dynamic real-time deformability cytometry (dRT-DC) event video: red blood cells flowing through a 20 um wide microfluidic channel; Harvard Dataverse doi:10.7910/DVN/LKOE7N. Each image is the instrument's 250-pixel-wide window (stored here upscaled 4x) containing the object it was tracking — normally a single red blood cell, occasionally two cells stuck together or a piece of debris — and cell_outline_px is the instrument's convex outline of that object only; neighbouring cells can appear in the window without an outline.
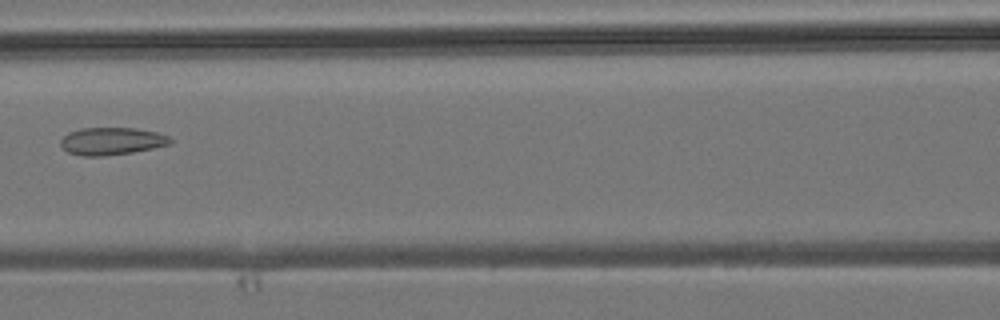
{"species": "common noctule bat (a hibernating species)", "species_latin": "Nyctalus noctula", "temperature_condition": "room temperature", "stored_images_in_passage": 7, "camera_frame_rate_fps": 3000, "um_per_image_px": 0.085, "animal": {"sex": "male", "body_mass_g": 19.2, "forearm_length_mm": 51.8}, "frame": {"image": 1, "passage_image": 7, "time_ms": 7.0, "image_size_px": [1000, 320], "cell_outline_px": [[172, 140], [168, 144], [152, 148], [132, 152], [104, 156], [80, 156], [68, 152], [60, 144], [60, 140], [68, 132], [80, 128], [136, 128], [156, 132], [168, 136]], "centroid_in_image_um": [9.45, 11.99], "position_along_channel_um": 157.2, "area_um2": 17.46}}